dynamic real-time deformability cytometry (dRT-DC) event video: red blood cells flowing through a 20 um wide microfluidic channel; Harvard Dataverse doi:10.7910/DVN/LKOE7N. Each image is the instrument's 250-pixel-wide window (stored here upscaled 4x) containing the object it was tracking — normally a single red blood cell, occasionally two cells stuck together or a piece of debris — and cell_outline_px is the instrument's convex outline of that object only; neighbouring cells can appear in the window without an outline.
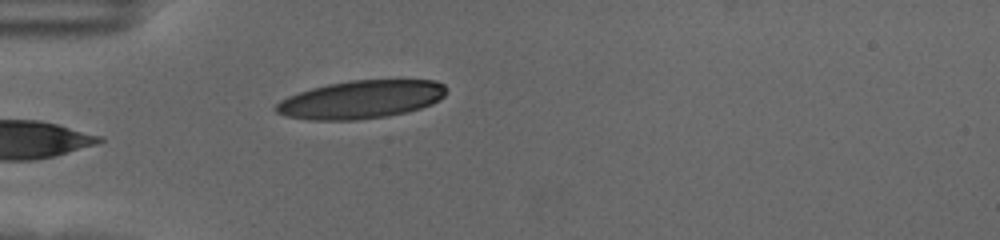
{"species": "human", "species_latin": "Homo sapiens", "temperature_condition": "cold", "stored_images_in_passage": 6, "camera_frame_rate_fps": 3000, "um_per_image_px": 0.085, "donor": {"sex": "female"}, "frame": {"image": 1, "passage_image": 1, "time_ms": 0.0, "image_size_px": [1000, 240], "cell_outline_px": [[448, 88], [444, 96], [440, 100], [432, 104], [408, 112], [388, 116], [356, 120], [308, 120], [284, 116], [276, 112], [272, 108], [280, 100], [288, 96], [312, 88], [328, 84], [348, 80], [436, 80], [444, 84]], "centroid_in_image_um": [30.69, 8.46], "position_along_channel_um": 54.3, "area_um2": 38.21}}